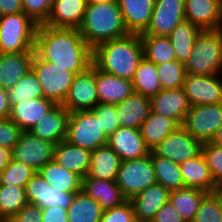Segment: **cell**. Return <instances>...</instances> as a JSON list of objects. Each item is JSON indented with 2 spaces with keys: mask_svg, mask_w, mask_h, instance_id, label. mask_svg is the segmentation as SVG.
Returning a JSON list of instances; mask_svg holds the SVG:
<instances>
[{
  "mask_svg": "<svg viewBox=\"0 0 222 222\" xmlns=\"http://www.w3.org/2000/svg\"><path fill=\"white\" fill-rule=\"evenodd\" d=\"M34 50L41 59L75 74L92 65L93 49L75 28L38 25Z\"/></svg>",
  "mask_w": 222,
  "mask_h": 222,
  "instance_id": "6da1fadb",
  "label": "cell"
},
{
  "mask_svg": "<svg viewBox=\"0 0 222 222\" xmlns=\"http://www.w3.org/2000/svg\"><path fill=\"white\" fill-rule=\"evenodd\" d=\"M144 50L140 34L109 40L93 49L92 63L101 71L132 81Z\"/></svg>",
  "mask_w": 222,
  "mask_h": 222,
  "instance_id": "7a4b0ae2",
  "label": "cell"
},
{
  "mask_svg": "<svg viewBox=\"0 0 222 222\" xmlns=\"http://www.w3.org/2000/svg\"><path fill=\"white\" fill-rule=\"evenodd\" d=\"M78 31L92 49L103 42L130 34L117 2L88 3Z\"/></svg>",
  "mask_w": 222,
  "mask_h": 222,
  "instance_id": "3957f363",
  "label": "cell"
},
{
  "mask_svg": "<svg viewBox=\"0 0 222 222\" xmlns=\"http://www.w3.org/2000/svg\"><path fill=\"white\" fill-rule=\"evenodd\" d=\"M184 65L189 75L222 74V28L202 30Z\"/></svg>",
  "mask_w": 222,
  "mask_h": 222,
  "instance_id": "277c9868",
  "label": "cell"
},
{
  "mask_svg": "<svg viewBox=\"0 0 222 222\" xmlns=\"http://www.w3.org/2000/svg\"><path fill=\"white\" fill-rule=\"evenodd\" d=\"M38 24L24 12L4 15L0 19V53L35 52Z\"/></svg>",
  "mask_w": 222,
  "mask_h": 222,
  "instance_id": "5b68a950",
  "label": "cell"
},
{
  "mask_svg": "<svg viewBox=\"0 0 222 222\" xmlns=\"http://www.w3.org/2000/svg\"><path fill=\"white\" fill-rule=\"evenodd\" d=\"M65 141L93 151L106 145L108 136L100 124V118L92 110H81L69 114Z\"/></svg>",
  "mask_w": 222,
  "mask_h": 222,
  "instance_id": "8992f818",
  "label": "cell"
},
{
  "mask_svg": "<svg viewBox=\"0 0 222 222\" xmlns=\"http://www.w3.org/2000/svg\"><path fill=\"white\" fill-rule=\"evenodd\" d=\"M31 69L39 79L43 97L56 105H62L76 74L41 59L36 53L32 59Z\"/></svg>",
  "mask_w": 222,
  "mask_h": 222,
  "instance_id": "52a82bcc",
  "label": "cell"
},
{
  "mask_svg": "<svg viewBox=\"0 0 222 222\" xmlns=\"http://www.w3.org/2000/svg\"><path fill=\"white\" fill-rule=\"evenodd\" d=\"M116 183L127 200L157 183L152 163V151L146 157L122 161Z\"/></svg>",
  "mask_w": 222,
  "mask_h": 222,
  "instance_id": "ba28073f",
  "label": "cell"
},
{
  "mask_svg": "<svg viewBox=\"0 0 222 222\" xmlns=\"http://www.w3.org/2000/svg\"><path fill=\"white\" fill-rule=\"evenodd\" d=\"M182 126L194 139L210 142L222 126V103L191 106Z\"/></svg>",
  "mask_w": 222,
  "mask_h": 222,
  "instance_id": "9c48e42d",
  "label": "cell"
},
{
  "mask_svg": "<svg viewBox=\"0 0 222 222\" xmlns=\"http://www.w3.org/2000/svg\"><path fill=\"white\" fill-rule=\"evenodd\" d=\"M55 143L24 131L11 150L12 159L22 162L35 171H39L48 162L54 160Z\"/></svg>",
  "mask_w": 222,
  "mask_h": 222,
  "instance_id": "30bf717a",
  "label": "cell"
},
{
  "mask_svg": "<svg viewBox=\"0 0 222 222\" xmlns=\"http://www.w3.org/2000/svg\"><path fill=\"white\" fill-rule=\"evenodd\" d=\"M99 103L95 81V65L75 75L68 94L62 104L70 113L92 110Z\"/></svg>",
  "mask_w": 222,
  "mask_h": 222,
  "instance_id": "8fae6325",
  "label": "cell"
},
{
  "mask_svg": "<svg viewBox=\"0 0 222 222\" xmlns=\"http://www.w3.org/2000/svg\"><path fill=\"white\" fill-rule=\"evenodd\" d=\"M202 143L194 139L181 125L158 144L152 152L181 164L201 153Z\"/></svg>",
  "mask_w": 222,
  "mask_h": 222,
  "instance_id": "7c38bea8",
  "label": "cell"
},
{
  "mask_svg": "<svg viewBox=\"0 0 222 222\" xmlns=\"http://www.w3.org/2000/svg\"><path fill=\"white\" fill-rule=\"evenodd\" d=\"M184 21V0H155L150 25L140 35L168 36Z\"/></svg>",
  "mask_w": 222,
  "mask_h": 222,
  "instance_id": "4fadbf2b",
  "label": "cell"
},
{
  "mask_svg": "<svg viewBox=\"0 0 222 222\" xmlns=\"http://www.w3.org/2000/svg\"><path fill=\"white\" fill-rule=\"evenodd\" d=\"M183 88L191 106L222 103V74H186Z\"/></svg>",
  "mask_w": 222,
  "mask_h": 222,
  "instance_id": "5bb4252c",
  "label": "cell"
},
{
  "mask_svg": "<svg viewBox=\"0 0 222 222\" xmlns=\"http://www.w3.org/2000/svg\"><path fill=\"white\" fill-rule=\"evenodd\" d=\"M25 193L28 203L41 209L55 205L68 209L75 195L52 187L38 172L26 183Z\"/></svg>",
  "mask_w": 222,
  "mask_h": 222,
  "instance_id": "9a60e30c",
  "label": "cell"
},
{
  "mask_svg": "<svg viewBox=\"0 0 222 222\" xmlns=\"http://www.w3.org/2000/svg\"><path fill=\"white\" fill-rule=\"evenodd\" d=\"M185 20L201 30L222 28L221 0H184Z\"/></svg>",
  "mask_w": 222,
  "mask_h": 222,
  "instance_id": "2e32d148",
  "label": "cell"
},
{
  "mask_svg": "<svg viewBox=\"0 0 222 222\" xmlns=\"http://www.w3.org/2000/svg\"><path fill=\"white\" fill-rule=\"evenodd\" d=\"M107 144L121 158V161L140 159L150 154L140 129L119 127L108 137Z\"/></svg>",
  "mask_w": 222,
  "mask_h": 222,
  "instance_id": "e0dca14e",
  "label": "cell"
},
{
  "mask_svg": "<svg viewBox=\"0 0 222 222\" xmlns=\"http://www.w3.org/2000/svg\"><path fill=\"white\" fill-rule=\"evenodd\" d=\"M151 111L173 119L179 126L184 122L190 110L188 98L184 88L162 89L151 98Z\"/></svg>",
  "mask_w": 222,
  "mask_h": 222,
  "instance_id": "ac0fdd59",
  "label": "cell"
},
{
  "mask_svg": "<svg viewBox=\"0 0 222 222\" xmlns=\"http://www.w3.org/2000/svg\"><path fill=\"white\" fill-rule=\"evenodd\" d=\"M170 191L155 183L139 194L133 196L131 202L137 222H151L156 213L169 201Z\"/></svg>",
  "mask_w": 222,
  "mask_h": 222,
  "instance_id": "d6986e66",
  "label": "cell"
},
{
  "mask_svg": "<svg viewBox=\"0 0 222 222\" xmlns=\"http://www.w3.org/2000/svg\"><path fill=\"white\" fill-rule=\"evenodd\" d=\"M70 112L62 105H56L40 118L28 132L56 145L65 140Z\"/></svg>",
  "mask_w": 222,
  "mask_h": 222,
  "instance_id": "ffe728a7",
  "label": "cell"
},
{
  "mask_svg": "<svg viewBox=\"0 0 222 222\" xmlns=\"http://www.w3.org/2000/svg\"><path fill=\"white\" fill-rule=\"evenodd\" d=\"M81 190L97 201L103 210L121 206L127 201L116 180H101L86 175L82 178Z\"/></svg>",
  "mask_w": 222,
  "mask_h": 222,
  "instance_id": "44dd1931",
  "label": "cell"
},
{
  "mask_svg": "<svg viewBox=\"0 0 222 222\" xmlns=\"http://www.w3.org/2000/svg\"><path fill=\"white\" fill-rule=\"evenodd\" d=\"M87 4V0H53L49 18L44 25L54 28L78 29Z\"/></svg>",
  "mask_w": 222,
  "mask_h": 222,
  "instance_id": "7402d4cb",
  "label": "cell"
},
{
  "mask_svg": "<svg viewBox=\"0 0 222 222\" xmlns=\"http://www.w3.org/2000/svg\"><path fill=\"white\" fill-rule=\"evenodd\" d=\"M99 103L118 104L134 93L132 81L105 73L95 66Z\"/></svg>",
  "mask_w": 222,
  "mask_h": 222,
  "instance_id": "603a6c76",
  "label": "cell"
},
{
  "mask_svg": "<svg viewBox=\"0 0 222 222\" xmlns=\"http://www.w3.org/2000/svg\"><path fill=\"white\" fill-rule=\"evenodd\" d=\"M126 29L142 34L150 25L155 0H117Z\"/></svg>",
  "mask_w": 222,
  "mask_h": 222,
  "instance_id": "cb8c5ba5",
  "label": "cell"
},
{
  "mask_svg": "<svg viewBox=\"0 0 222 222\" xmlns=\"http://www.w3.org/2000/svg\"><path fill=\"white\" fill-rule=\"evenodd\" d=\"M116 112L120 127L140 129L151 112V99L134 92L116 104Z\"/></svg>",
  "mask_w": 222,
  "mask_h": 222,
  "instance_id": "d4e9b609",
  "label": "cell"
},
{
  "mask_svg": "<svg viewBox=\"0 0 222 222\" xmlns=\"http://www.w3.org/2000/svg\"><path fill=\"white\" fill-rule=\"evenodd\" d=\"M56 104L44 97L24 100L11 107L10 119L23 131H29Z\"/></svg>",
  "mask_w": 222,
  "mask_h": 222,
  "instance_id": "484cf974",
  "label": "cell"
},
{
  "mask_svg": "<svg viewBox=\"0 0 222 222\" xmlns=\"http://www.w3.org/2000/svg\"><path fill=\"white\" fill-rule=\"evenodd\" d=\"M35 52L0 53V86L8 90L30 69Z\"/></svg>",
  "mask_w": 222,
  "mask_h": 222,
  "instance_id": "4316f807",
  "label": "cell"
},
{
  "mask_svg": "<svg viewBox=\"0 0 222 222\" xmlns=\"http://www.w3.org/2000/svg\"><path fill=\"white\" fill-rule=\"evenodd\" d=\"M179 166L186 187L202 189L207 193L216 191L218 185L214 182L202 153Z\"/></svg>",
  "mask_w": 222,
  "mask_h": 222,
  "instance_id": "83f0119b",
  "label": "cell"
},
{
  "mask_svg": "<svg viewBox=\"0 0 222 222\" xmlns=\"http://www.w3.org/2000/svg\"><path fill=\"white\" fill-rule=\"evenodd\" d=\"M91 151L74 146L67 141L59 142L55 146L54 160L63 168L85 177L90 167Z\"/></svg>",
  "mask_w": 222,
  "mask_h": 222,
  "instance_id": "f1b7e54d",
  "label": "cell"
},
{
  "mask_svg": "<svg viewBox=\"0 0 222 222\" xmlns=\"http://www.w3.org/2000/svg\"><path fill=\"white\" fill-rule=\"evenodd\" d=\"M121 158L108 144L91 151L88 177L101 180H116Z\"/></svg>",
  "mask_w": 222,
  "mask_h": 222,
  "instance_id": "f546056e",
  "label": "cell"
},
{
  "mask_svg": "<svg viewBox=\"0 0 222 222\" xmlns=\"http://www.w3.org/2000/svg\"><path fill=\"white\" fill-rule=\"evenodd\" d=\"M179 125L171 118L151 111L143 124L140 133L146 147L152 151L170 133L174 132Z\"/></svg>",
  "mask_w": 222,
  "mask_h": 222,
  "instance_id": "4dcf8cb0",
  "label": "cell"
},
{
  "mask_svg": "<svg viewBox=\"0 0 222 222\" xmlns=\"http://www.w3.org/2000/svg\"><path fill=\"white\" fill-rule=\"evenodd\" d=\"M38 173L52 187L62 192L76 194L81 191L82 178L76 173L63 168L55 160L44 165Z\"/></svg>",
  "mask_w": 222,
  "mask_h": 222,
  "instance_id": "1f68e13d",
  "label": "cell"
},
{
  "mask_svg": "<svg viewBox=\"0 0 222 222\" xmlns=\"http://www.w3.org/2000/svg\"><path fill=\"white\" fill-rule=\"evenodd\" d=\"M207 194L202 189L186 187L170 191L169 201L185 222H193L200 203Z\"/></svg>",
  "mask_w": 222,
  "mask_h": 222,
  "instance_id": "d6a6232c",
  "label": "cell"
},
{
  "mask_svg": "<svg viewBox=\"0 0 222 222\" xmlns=\"http://www.w3.org/2000/svg\"><path fill=\"white\" fill-rule=\"evenodd\" d=\"M201 31L198 26L185 20L168 35L178 62L184 64L188 60L194 42Z\"/></svg>",
  "mask_w": 222,
  "mask_h": 222,
  "instance_id": "836d02e7",
  "label": "cell"
},
{
  "mask_svg": "<svg viewBox=\"0 0 222 222\" xmlns=\"http://www.w3.org/2000/svg\"><path fill=\"white\" fill-rule=\"evenodd\" d=\"M103 209L82 190L77 192L67 209L68 222H100Z\"/></svg>",
  "mask_w": 222,
  "mask_h": 222,
  "instance_id": "e575fe53",
  "label": "cell"
},
{
  "mask_svg": "<svg viewBox=\"0 0 222 222\" xmlns=\"http://www.w3.org/2000/svg\"><path fill=\"white\" fill-rule=\"evenodd\" d=\"M132 84L135 93L150 98L157 95L162 90L157 65L144 57L137 67Z\"/></svg>",
  "mask_w": 222,
  "mask_h": 222,
  "instance_id": "d590c367",
  "label": "cell"
},
{
  "mask_svg": "<svg viewBox=\"0 0 222 222\" xmlns=\"http://www.w3.org/2000/svg\"><path fill=\"white\" fill-rule=\"evenodd\" d=\"M144 57L158 65L176 60L174 48L168 36L140 35Z\"/></svg>",
  "mask_w": 222,
  "mask_h": 222,
  "instance_id": "8d00e7d4",
  "label": "cell"
},
{
  "mask_svg": "<svg viewBox=\"0 0 222 222\" xmlns=\"http://www.w3.org/2000/svg\"><path fill=\"white\" fill-rule=\"evenodd\" d=\"M152 163L156 174L157 183L169 191L186 188L180 166L167 158L156 156L152 152Z\"/></svg>",
  "mask_w": 222,
  "mask_h": 222,
  "instance_id": "74e56055",
  "label": "cell"
},
{
  "mask_svg": "<svg viewBox=\"0 0 222 222\" xmlns=\"http://www.w3.org/2000/svg\"><path fill=\"white\" fill-rule=\"evenodd\" d=\"M7 91L11 107L19 102H24V100L43 97L41 84L32 69Z\"/></svg>",
  "mask_w": 222,
  "mask_h": 222,
  "instance_id": "f35d334b",
  "label": "cell"
},
{
  "mask_svg": "<svg viewBox=\"0 0 222 222\" xmlns=\"http://www.w3.org/2000/svg\"><path fill=\"white\" fill-rule=\"evenodd\" d=\"M28 203L25 187L0 185V218H11Z\"/></svg>",
  "mask_w": 222,
  "mask_h": 222,
  "instance_id": "ab89813d",
  "label": "cell"
},
{
  "mask_svg": "<svg viewBox=\"0 0 222 222\" xmlns=\"http://www.w3.org/2000/svg\"><path fill=\"white\" fill-rule=\"evenodd\" d=\"M36 172L32 167L11 158L0 173V185L25 187Z\"/></svg>",
  "mask_w": 222,
  "mask_h": 222,
  "instance_id": "60d3db41",
  "label": "cell"
},
{
  "mask_svg": "<svg viewBox=\"0 0 222 222\" xmlns=\"http://www.w3.org/2000/svg\"><path fill=\"white\" fill-rule=\"evenodd\" d=\"M157 74L162 89H179L183 87L187 73L183 63L172 60L158 64Z\"/></svg>",
  "mask_w": 222,
  "mask_h": 222,
  "instance_id": "b9f144b4",
  "label": "cell"
},
{
  "mask_svg": "<svg viewBox=\"0 0 222 222\" xmlns=\"http://www.w3.org/2000/svg\"><path fill=\"white\" fill-rule=\"evenodd\" d=\"M193 222H222V201L216 192L202 199Z\"/></svg>",
  "mask_w": 222,
  "mask_h": 222,
  "instance_id": "7bdbcfd3",
  "label": "cell"
},
{
  "mask_svg": "<svg viewBox=\"0 0 222 222\" xmlns=\"http://www.w3.org/2000/svg\"><path fill=\"white\" fill-rule=\"evenodd\" d=\"M201 153L210 169L211 176L217 185L222 183V147L211 142L202 143Z\"/></svg>",
  "mask_w": 222,
  "mask_h": 222,
  "instance_id": "ee69618b",
  "label": "cell"
},
{
  "mask_svg": "<svg viewBox=\"0 0 222 222\" xmlns=\"http://www.w3.org/2000/svg\"><path fill=\"white\" fill-rule=\"evenodd\" d=\"M23 12L38 25L44 24L49 18L53 0H21Z\"/></svg>",
  "mask_w": 222,
  "mask_h": 222,
  "instance_id": "f6af8a7d",
  "label": "cell"
},
{
  "mask_svg": "<svg viewBox=\"0 0 222 222\" xmlns=\"http://www.w3.org/2000/svg\"><path fill=\"white\" fill-rule=\"evenodd\" d=\"M92 111L100 118V124L108 137L120 127L115 104L98 103Z\"/></svg>",
  "mask_w": 222,
  "mask_h": 222,
  "instance_id": "bcb514c9",
  "label": "cell"
},
{
  "mask_svg": "<svg viewBox=\"0 0 222 222\" xmlns=\"http://www.w3.org/2000/svg\"><path fill=\"white\" fill-rule=\"evenodd\" d=\"M100 222H137L134 209L129 200L121 206L103 211Z\"/></svg>",
  "mask_w": 222,
  "mask_h": 222,
  "instance_id": "7dc6e473",
  "label": "cell"
},
{
  "mask_svg": "<svg viewBox=\"0 0 222 222\" xmlns=\"http://www.w3.org/2000/svg\"><path fill=\"white\" fill-rule=\"evenodd\" d=\"M24 131L10 118L0 120V146L11 149L20 139Z\"/></svg>",
  "mask_w": 222,
  "mask_h": 222,
  "instance_id": "c3c4849f",
  "label": "cell"
},
{
  "mask_svg": "<svg viewBox=\"0 0 222 222\" xmlns=\"http://www.w3.org/2000/svg\"><path fill=\"white\" fill-rule=\"evenodd\" d=\"M13 222H42L41 208L27 203L16 215L11 217Z\"/></svg>",
  "mask_w": 222,
  "mask_h": 222,
  "instance_id": "681fc988",
  "label": "cell"
},
{
  "mask_svg": "<svg viewBox=\"0 0 222 222\" xmlns=\"http://www.w3.org/2000/svg\"><path fill=\"white\" fill-rule=\"evenodd\" d=\"M151 222H185L174 206L168 201L156 213L155 218Z\"/></svg>",
  "mask_w": 222,
  "mask_h": 222,
  "instance_id": "f907efd6",
  "label": "cell"
},
{
  "mask_svg": "<svg viewBox=\"0 0 222 222\" xmlns=\"http://www.w3.org/2000/svg\"><path fill=\"white\" fill-rule=\"evenodd\" d=\"M42 222H68L67 209L50 206L41 209Z\"/></svg>",
  "mask_w": 222,
  "mask_h": 222,
  "instance_id": "816d5d0a",
  "label": "cell"
},
{
  "mask_svg": "<svg viewBox=\"0 0 222 222\" xmlns=\"http://www.w3.org/2000/svg\"><path fill=\"white\" fill-rule=\"evenodd\" d=\"M0 12L2 16L23 12L21 0H0Z\"/></svg>",
  "mask_w": 222,
  "mask_h": 222,
  "instance_id": "f5cc1de1",
  "label": "cell"
},
{
  "mask_svg": "<svg viewBox=\"0 0 222 222\" xmlns=\"http://www.w3.org/2000/svg\"><path fill=\"white\" fill-rule=\"evenodd\" d=\"M11 113L8 91L0 86V120L8 119Z\"/></svg>",
  "mask_w": 222,
  "mask_h": 222,
  "instance_id": "db71d44e",
  "label": "cell"
},
{
  "mask_svg": "<svg viewBox=\"0 0 222 222\" xmlns=\"http://www.w3.org/2000/svg\"><path fill=\"white\" fill-rule=\"evenodd\" d=\"M11 156V149L1 147L0 146V173L5 169V167L10 162Z\"/></svg>",
  "mask_w": 222,
  "mask_h": 222,
  "instance_id": "11a10c76",
  "label": "cell"
},
{
  "mask_svg": "<svg viewBox=\"0 0 222 222\" xmlns=\"http://www.w3.org/2000/svg\"><path fill=\"white\" fill-rule=\"evenodd\" d=\"M210 142L222 147V126L216 131V134Z\"/></svg>",
  "mask_w": 222,
  "mask_h": 222,
  "instance_id": "9f6ffc18",
  "label": "cell"
},
{
  "mask_svg": "<svg viewBox=\"0 0 222 222\" xmlns=\"http://www.w3.org/2000/svg\"><path fill=\"white\" fill-rule=\"evenodd\" d=\"M109 2H117V0H87V3L90 4L109 3Z\"/></svg>",
  "mask_w": 222,
  "mask_h": 222,
  "instance_id": "6f0895ef",
  "label": "cell"
},
{
  "mask_svg": "<svg viewBox=\"0 0 222 222\" xmlns=\"http://www.w3.org/2000/svg\"><path fill=\"white\" fill-rule=\"evenodd\" d=\"M215 192L217 193V195L220 197V199L222 201V189H216Z\"/></svg>",
  "mask_w": 222,
  "mask_h": 222,
  "instance_id": "680465c9",
  "label": "cell"
},
{
  "mask_svg": "<svg viewBox=\"0 0 222 222\" xmlns=\"http://www.w3.org/2000/svg\"><path fill=\"white\" fill-rule=\"evenodd\" d=\"M0 222H13L11 218H0Z\"/></svg>",
  "mask_w": 222,
  "mask_h": 222,
  "instance_id": "91938a15",
  "label": "cell"
},
{
  "mask_svg": "<svg viewBox=\"0 0 222 222\" xmlns=\"http://www.w3.org/2000/svg\"><path fill=\"white\" fill-rule=\"evenodd\" d=\"M216 189H222V183Z\"/></svg>",
  "mask_w": 222,
  "mask_h": 222,
  "instance_id": "94428289",
  "label": "cell"
}]
</instances>
